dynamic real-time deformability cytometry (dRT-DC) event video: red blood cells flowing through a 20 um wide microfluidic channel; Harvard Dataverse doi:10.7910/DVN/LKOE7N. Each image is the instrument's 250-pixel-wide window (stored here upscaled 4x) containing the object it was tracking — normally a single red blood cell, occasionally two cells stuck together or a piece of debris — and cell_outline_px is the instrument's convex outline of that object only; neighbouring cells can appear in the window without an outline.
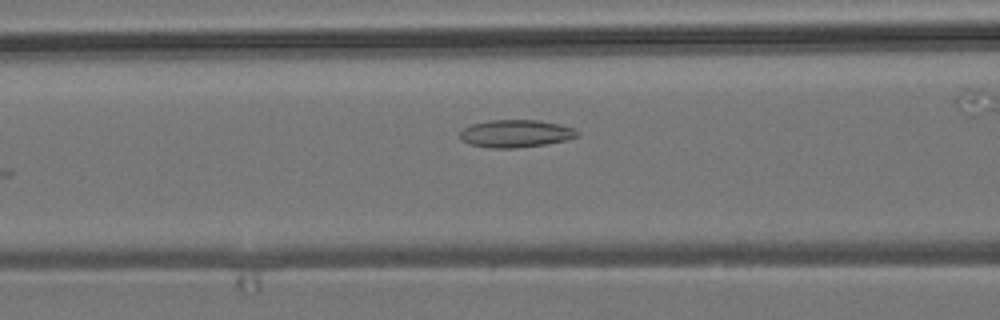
{"species": "common noctule bat (a hibernating species)", "species_latin": "Nyctalus noctula", "temperature_condition": "room temperature", "stored_images_in_passage": 10, "camera_frame_rate_fps": 3000, "um_per_image_px": 0.085, "animal": {"sex": "male", "body_mass_g": 19.2, "forearm_length_mm": 51.8}, "frame": {"image": 1, "passage_image": 5, "time_ms": 1.333, "image_size_px": [1000, 320], "cell_outline_px": [[580, 136], [564, 140], [544, 144], [516, 148], [492, 148], [468, 144], [460, 140], [460, 132], [464, 128], [472, 124], [488, 120], [536, 120], [560, 124], [576, 128], [580, 132]], "centroid_in_image_um": [43.84, 11.35], "position_along_channel_um": 122.8, "area_um2": 18.96}}
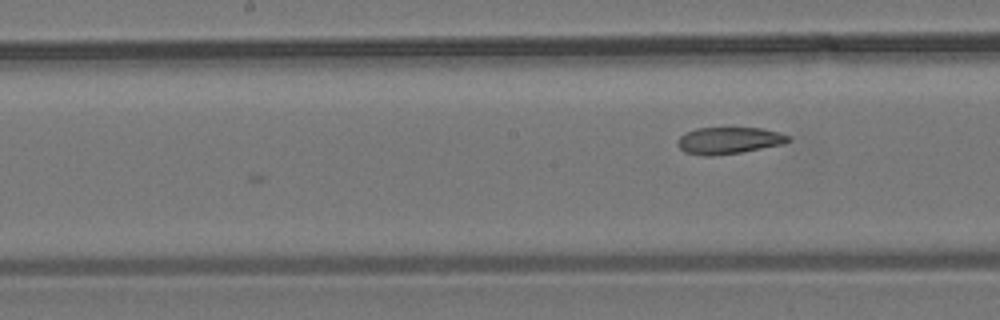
{"frame": {"image": 2, "passage_image": 10, "time_ms": 3.0, "image_size_px": [1000, 320], "cell_outline_px": [[792, 140], [784, 144], [740, 152], [712, 156], [704, 156], [684, 152], [676, 144], [676, 140], [684, 132], [696, 128], [760, 128], [780, 132], [792, 136]], "centroid_in_image_um": [61.95, 11.94], "position_along_channel_um": 186.3, "area_um2": 17.51}}